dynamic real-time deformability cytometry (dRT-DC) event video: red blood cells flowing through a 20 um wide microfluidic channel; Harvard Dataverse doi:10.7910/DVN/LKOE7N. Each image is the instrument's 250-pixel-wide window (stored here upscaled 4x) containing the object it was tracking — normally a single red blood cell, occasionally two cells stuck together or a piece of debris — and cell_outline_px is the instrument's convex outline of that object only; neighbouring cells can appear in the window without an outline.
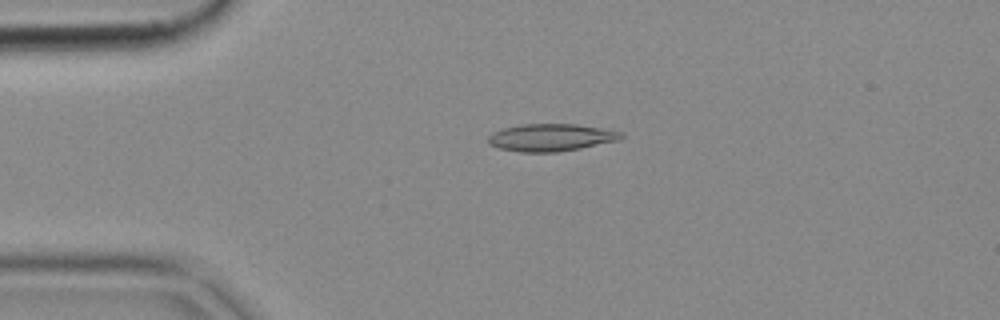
{"species": "common noctule bat (a hibernating species)", "species_latin": "Nyctalus noctula", "temperature_condition": "cold", "stored_images_in_passage": 51, "camera_frame_rate_fps": 3000, "um_per_image_px": 0.085, "animal": {"sex": "female", "body_mass_g": 18.4}, "frame": {"image": 1, "passage_image": 11, "time_ms": 3.333, "image_size_px": [1000, 320], "cell_outline_px": [[624, 136], [616, 140], [580, 148], [556, 152], [524, 152], [500, 148], [488, 144], [488, 136], [492, 132], [504, 128], [520, 124], [576, 124], [624, 132]], "centroid_in_image_um": [46.8, 11.68], "position_along_channel_um": 38.2, "area_um2": 20.98}}
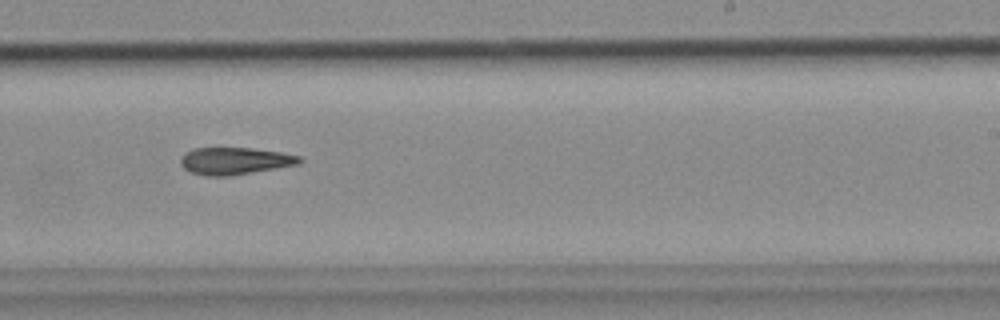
{"frame": {"image": 2, "passage_image": 31, "time_ms": 10.0, "image_size_px": [1000, 320], "cell_outline_px": [[304, 160], [300, 164], [228, 176], [208, 176], [192, 172], [184, 168], [180, 164], [180, 156], [184, 152], [192, 148], [252, 148], [280, 152], [300, 156]], "centroid_in_image_um": [19.94, 13.67], "position_along_channel_um": 269.1, "area_um2": 18.84}}
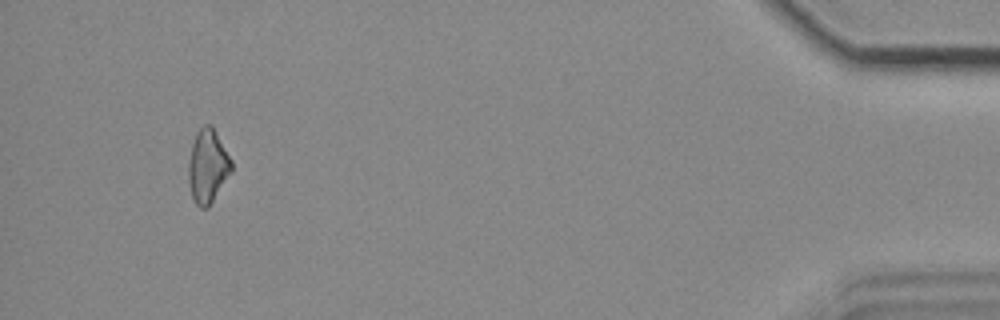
{"frame": {"image": 3, "passage_image": 48, "time_ms": 15.667, "image_size_px": [1000, 320], "cell_outline_px": [[232, 172], [208, 208], [200, 208], [192, 200], [188, 180], [188, 164], [192, 144], [196, 132], [204, 124], [212, 124], [232, 160]], "centroid_in_image_um": [17.66, 14.13], "position_along_channel_um": 417.5, "area_um2": 18.73}}